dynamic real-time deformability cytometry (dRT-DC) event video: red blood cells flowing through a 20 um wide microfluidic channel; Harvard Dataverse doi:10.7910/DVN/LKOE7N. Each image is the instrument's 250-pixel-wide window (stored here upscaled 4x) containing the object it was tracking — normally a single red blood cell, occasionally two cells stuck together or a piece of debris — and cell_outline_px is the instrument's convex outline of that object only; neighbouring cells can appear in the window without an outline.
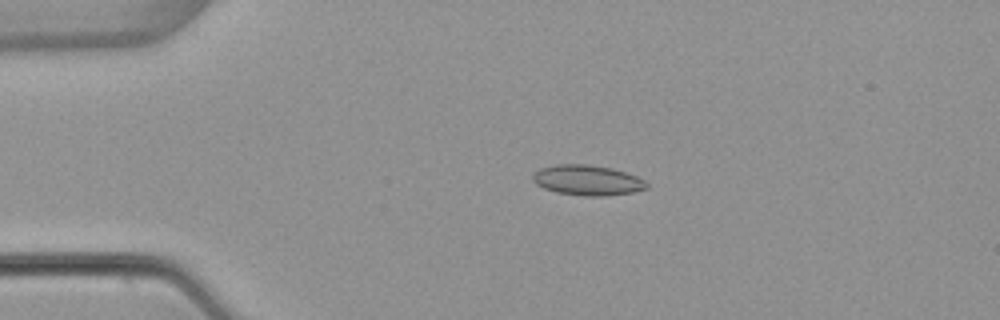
{"species": "common noctule bat (a hibernating species)", "species_latin": "Nyctalus noctula", "temperature_condition": "warm", "stored_images_in_passage": 43, "camera_frame_rate_fps": 3000, "um_per_image_px": 0.085, "animal": {"sex": "female", "body_mass_g": 22.7, "forearm_length_mm": 54.2}, "frame": {"image": 1, "passage_image": 1, "time_ms": 0.0, "image_size_px": [1000, 320], "cell_outline_px": [[648, 188], [632, 192], [608, 196], [584, 196], [556, 192], [544, 188], [536, 184], [532, 180], [532, 176], [540, 168], [556, 164], [588, 164], [612, 168], [636, 176], [644, 180], [648, 184]], "centroid_in_image_um": [49.93, 15.32], "position_along_channel_um": 35.1, "area_um2": 20.11}}
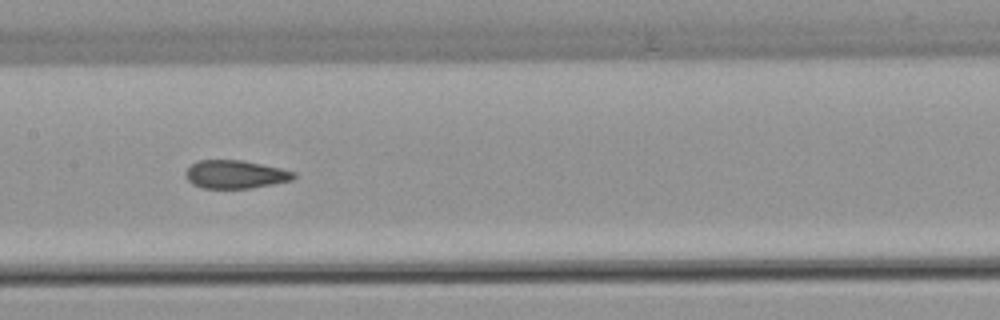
{"frame": {"image": 2, "passage_image": 16, "time_ms": 5.0, "image_size_px": [1000, 320], "cell_outline_px": [[296, 176], [292, 180], [272, 184], [248, 188], [204, 188], [192, 184], [184, 176], [184, 172], [196, 160], [240, 160], [280, 168], [296, 172]], "centroid_in_image_um": [19.97, 14.82], "position_along_channel_um": 187.4, "area_um2": 17.69}}
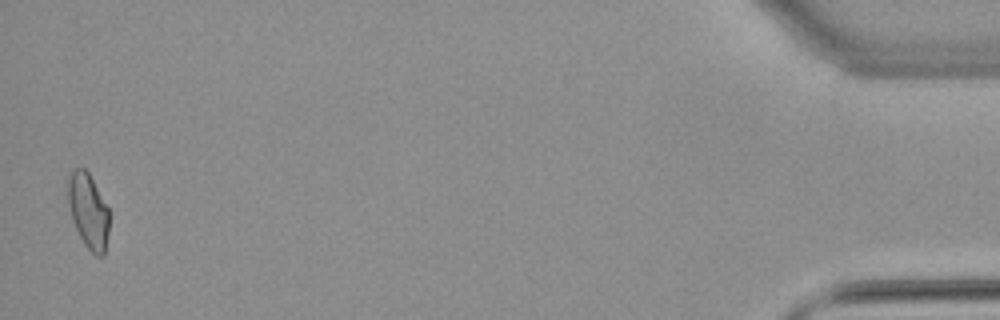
{"frame": {"image": 3, "passage_image": 42, "time_ms": 13.667, "image_size_px": [1000, 320], "cell_outline_px": [[108, 232], [104, 256], [96, 256], [84, 244], [72, 220], [68, 204], [68, 180], [72, 172], [76, 168], [84, 168], [88, 172], [108, 208]], "centroid_in_image_um": [7.5, 17.95], "position_along_channel_um": 427.7, "area_um2": 17.69}, "authors_computed_cell_mechanics": {"area_um2": 18.3226, "velocity_mm_per_s": 3.8448, "shape_relaxation_time_tau1_ms": null, "shape_relaxation_time_tau2_ms": 1.6865, "deformation_change_tau1": null, "deformation_change_tau2": 0.0799}}